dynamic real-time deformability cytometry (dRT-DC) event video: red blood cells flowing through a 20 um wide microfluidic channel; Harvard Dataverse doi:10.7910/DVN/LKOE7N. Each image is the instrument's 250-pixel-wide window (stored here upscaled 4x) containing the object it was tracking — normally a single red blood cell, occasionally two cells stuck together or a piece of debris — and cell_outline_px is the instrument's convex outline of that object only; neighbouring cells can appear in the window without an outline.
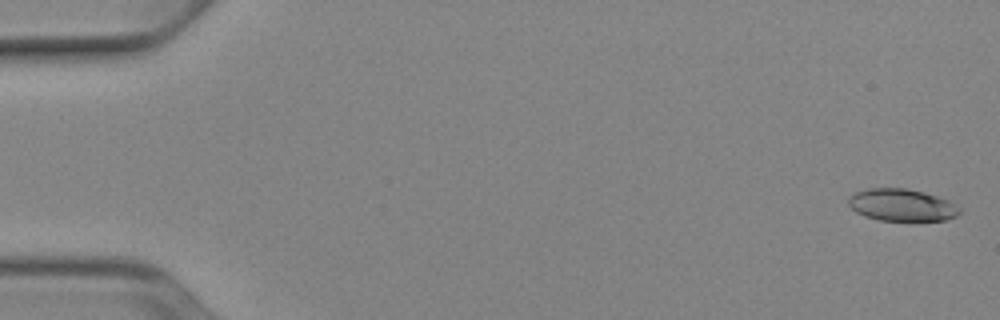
{"species": "Egyptian fruit bat (a non-hibernating species)", "species_latin": "Rousettus aegyptiacus", "temperature_condition": "cold", "stored_images_in_passage": 53, "camera_frame_rate_fps": 3000, "um_per_image_px": 0.085, "animal": {"sex": "female"}, "frame": {"image": 1, "passage_image": 2, "time_ms": 0.333, "image_size_px": [1000, 320], "cell_outline_px": [[960, 212], [956, 216], [944, 220], [880, 220], [864, 216], [856, 212], [848, 204], [848, 196], [852, 192], [868, 188], [904, 188], [924, 192], [948, 200], [960, 208]], "centroid_in_image_um": [76.6, 17.41], "position_along_channel_um": 8.4, "area_um2": 20.81}}
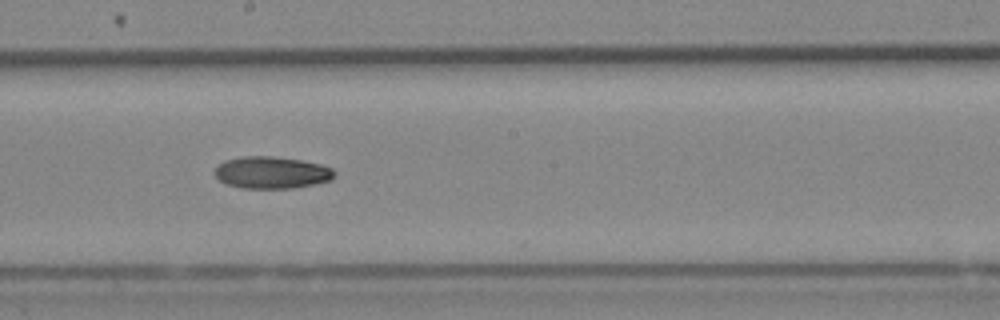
{"frame": {"image": 2, "passage_image": 30, "time_ms": 9.667, "image_size_px": [1000, 320], "cell_outline_px": [[336, 176], [332, 180], [292, 188], [240, 188], [228, 184], [220, 180], [216, 176], [216, 168], [224, 160], [244, 156], [272, 156], [300, 160], [320, 164], [332, 168], [336, 172]], "centroid_in_image_um": [23.12, 14.66], "position_along_channel_um": 225.1, "area_um2": 22.2}}
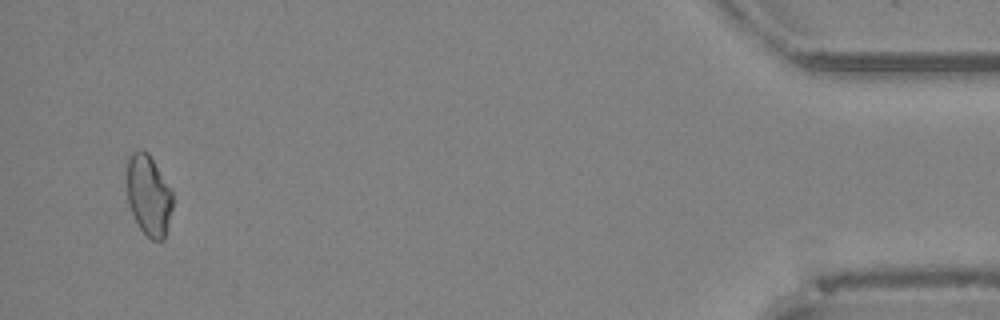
{"frame": {"image": 3, "passage_image": 51, "time_ms": 16.667, "image_size_px": [1000, 320], "cell_outline_px": [[172, 208], [164, 240], [152, 240], [140, 228], [128, 204], [128, 160], [132, 152], [140, 148], [148, 152], [172, 188]], "centroid_in_image_um": [12.66, 16.57], "position_along_channel_um": 422.5, "area_um2": 21.44}}